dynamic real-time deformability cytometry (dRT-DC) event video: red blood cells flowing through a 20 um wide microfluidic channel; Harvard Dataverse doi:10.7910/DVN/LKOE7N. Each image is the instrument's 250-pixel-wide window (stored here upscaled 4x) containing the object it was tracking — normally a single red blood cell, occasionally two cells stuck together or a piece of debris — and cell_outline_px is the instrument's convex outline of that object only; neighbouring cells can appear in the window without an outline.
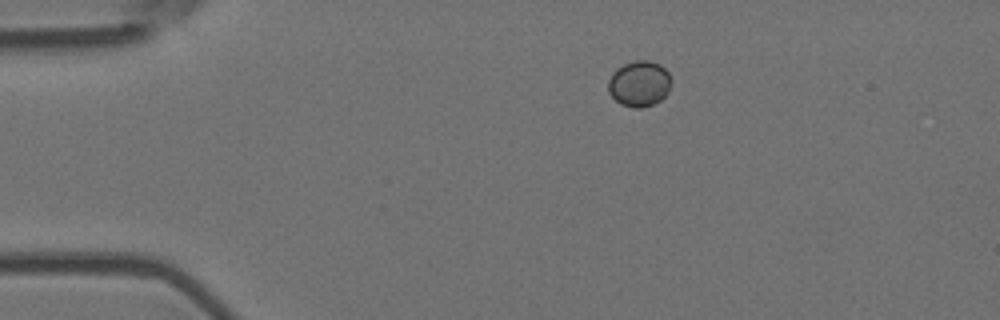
{"species": "Egyptian fruit bat (a non-hibernating species)", "species_latin": "Rousettus aegyptiacus", "temperature_condition": "room temperature", "stored_images_in_passage": 5, "camera_frame_rate_fps": 3000, "um_per_image_px": 0.085, "animal": {"sex": "female"}, "frame": {"image": 1, "passage_image": 1, "time_ms": 0.0, "image_size_px": [1000, 320], "cell_outline_px": [[672, 84], [668, 92], [660, 100], [652, 104], [640, 108], [632, 108], [620, 104], [608, 92], [608, 80], [612, 72], [616, 68], [624, 64], [636, 60], [648, 60], [660, 64], [668, 72], [672, 80]], "centroid_in_image_um": [54.34, 7.1], "position_along_channel_um": 30.7, "area_um2": 16.99}}
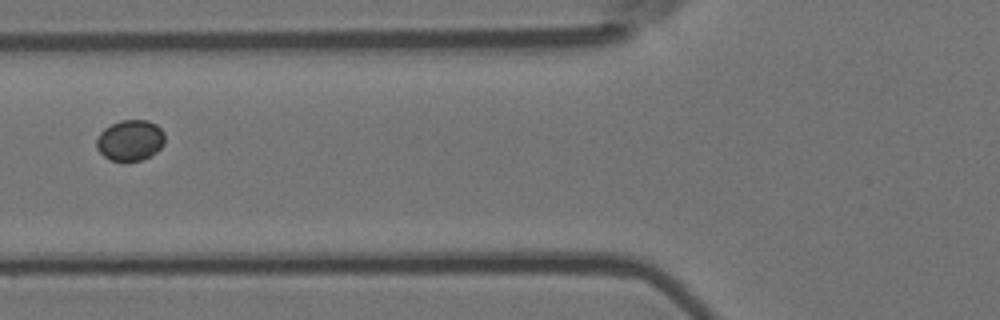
{"frame": {"image": 2, "passage_image": 4, "time_ms": 1.0, "image_size_px": [1000, 320], "cell_outline_px": [[164, 144], [156, 152], [140, 160], [108, 160], [96, 148], [96, 140], [100, 132], [104, 128], [120, 120], [148, 120], [156, 124], [164, 132]], "centroid_in_image_um": [11.05, 11.91], "position_along_channel_um": 114.7, "area_um2": 16.18}}
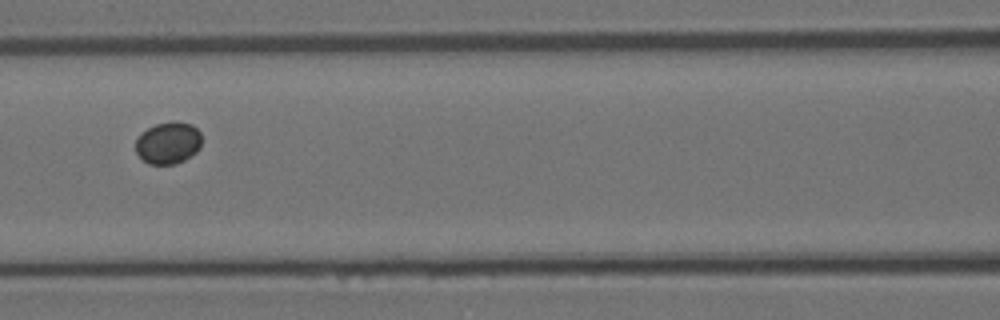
{"frame": {"image": 3, "passage_image": 5, "time_ms": 1.333, "image_size_px": [1000, 320], "cell_outline_px": [[200, 148], [196, 152], [184, 160], [176, 164], [148, 164], [136, 152], [136, 140], [148, 128], [156, 124], [176, 120], [192, 124], [200, 132]], "centroid_in_image_um": [14.32, 12.14], "position_along_channel_um": 152.3, "area_um2": 16.07}}